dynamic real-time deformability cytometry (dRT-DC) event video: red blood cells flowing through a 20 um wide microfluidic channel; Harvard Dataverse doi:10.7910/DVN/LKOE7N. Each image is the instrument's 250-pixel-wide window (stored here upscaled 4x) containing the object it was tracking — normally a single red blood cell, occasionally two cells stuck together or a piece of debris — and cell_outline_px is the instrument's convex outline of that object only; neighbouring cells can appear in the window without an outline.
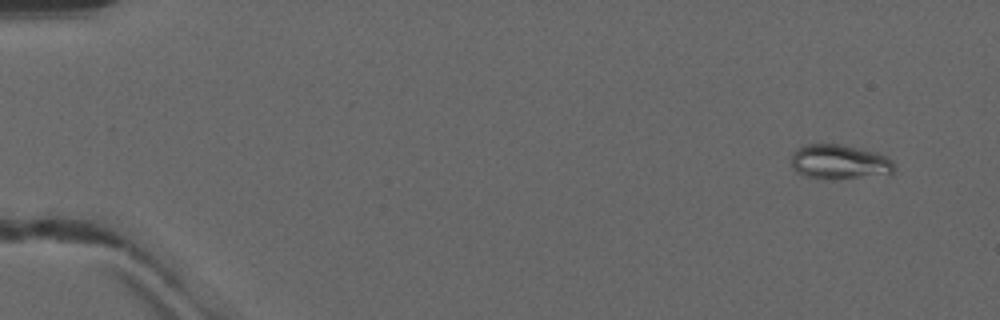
{"species": "common noctule bat (a hibernating species)", "species_latin": "Nyctalus noctula", "temperature_condition": "warm", "stored_images_in_passage": 50, "camera_frame_rate_fps": 3000, "um_per_image_px": 0.085, "animal": {"sex": "male", "forearm_length_mm": 52.5}, "frame": {"image": 1, "passage_image": 4, "time_ms": 1.0, "image_size_px": [1000, 320], "cell_outline_px": [[896, 168], [892, 176], [832, 180], [804, 176], [796, 172], [792, 168], [792, 152], [796, 148], [804, 144], [840, 144], [876, 152], [888, 156], [892, 160]], "centroid_in_image_um": [71.42, 13.8], "position_along_channel_um": 13.6, "area_um2": 21.73}}
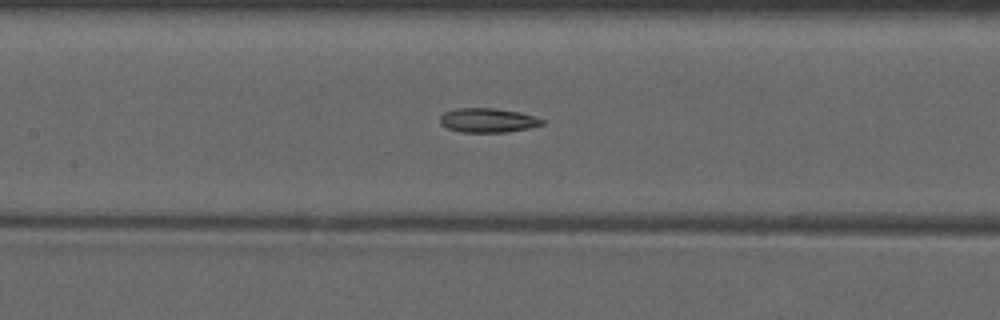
{"frame": {"image": 2, "passage_image": 25, "time_ms": 8.0, "image_size_px": [1000, 320], "cell_outline_px": [[544, 124], [528, 128], [508, 132], [460, 132], [448, 128], [440, 124], [440, 116], [444, 112], [456, 108], [496, 108], [520, 112], [544, 120]], "centroid_in_image_um": [41.44, 10.22], "position_along_channel_um": 166.0, "area_um2": 14.45}}
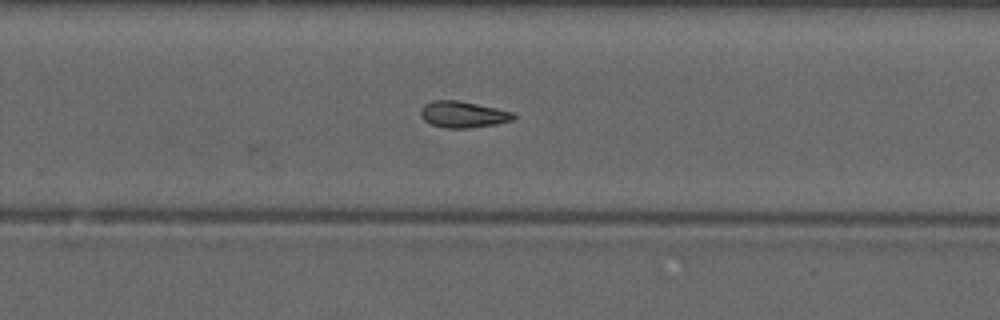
{"frame": {"image": 3, "passage_image": 34, "time_ms": 11.0, "image_size_px": [1000, 320], "cell_outline_px": [[516, 116], [512, 120], [496, 124], [468, 128], [444, 128], [432, 124], [424, 120], [420, 116], [420, 108], [424, 104], [432, 100], [456, 100], [496, 108], [512, 112]], "centroid_in_image_um": [39.31, 9.72], "position_along_channel_um": 290.5, "area_um2": 14.22}, "authors_computed_cell_mechanics": {"area_um2": 14.6234, "velocity_mm_per_s": 4.1615, "shape_relaxation_time_tau1_ms": null, "shape_relaxation_time_tau2_ms": 4.8612, "deformation_change_tau1": null, "deformation_change_tau2": 0.1164}}